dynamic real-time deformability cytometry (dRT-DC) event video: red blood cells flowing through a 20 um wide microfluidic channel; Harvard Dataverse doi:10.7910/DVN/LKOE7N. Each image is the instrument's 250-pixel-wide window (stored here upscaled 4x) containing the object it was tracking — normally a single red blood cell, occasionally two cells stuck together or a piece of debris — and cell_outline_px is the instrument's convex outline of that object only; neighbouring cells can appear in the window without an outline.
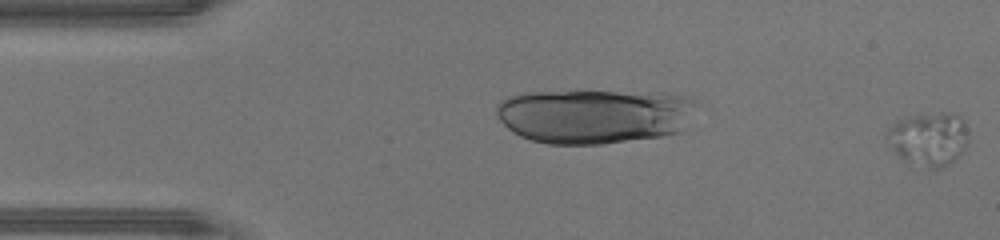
{"species": "human", "species_latin": "Homo sapiens", "temperature_condition": "warm", "stored_images_in_passage": 9, "segment_of_instrument_passage": [2, 2], "camera_frame_rate_fps": 3000, "um_per_image_px": 0.085, "donor": {"sex": "male"}, "frame": {"image": 1, "passage_image": 9, "time_ms": 2.667, "image_size_px": [1000, 240], "cell_outline_px": [[968, 144], [964, 152], [948, 164], [940, 168], [928, 168], [904, 160], [896, 156], [884, 136], [888, 128], [896, 120], [920, 112], [960, 112], [964, 120], [968, 132]], "centroid_in_image_um": [78.95, 11.75], "position_along_channel_um": 6.0, "area_um2": 26.47}}